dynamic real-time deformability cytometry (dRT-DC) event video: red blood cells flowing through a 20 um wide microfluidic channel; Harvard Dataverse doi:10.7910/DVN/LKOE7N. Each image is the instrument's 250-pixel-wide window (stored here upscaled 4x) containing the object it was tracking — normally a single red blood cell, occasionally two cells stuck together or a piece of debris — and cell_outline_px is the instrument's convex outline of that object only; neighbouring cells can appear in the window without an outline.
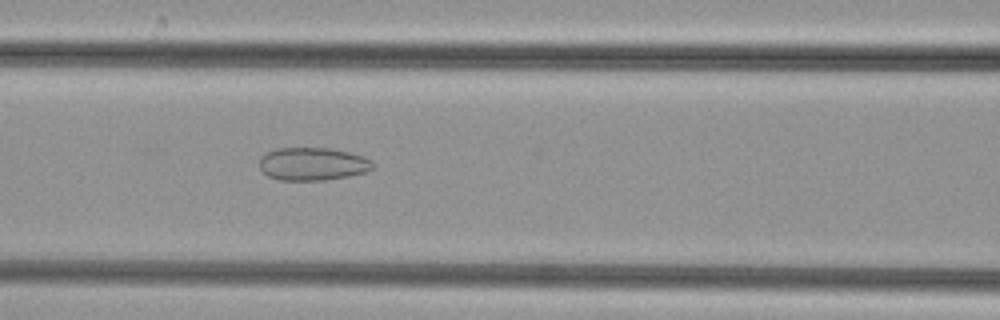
{"species": "common noctule bat (a hibernating species)", "species_latin": "Nyctalus noctula", "temperature_condition": "cold", "stored_images_in_passage": 37, "camera_frame_rate_fps": 3000, "um_per_image_px": 0.085, "animal": {"sex": "female", "body_mass_g": 29.2, "forearm_length_mm": 56.3}, "frame": {"image": 1, "passage_image": 17, "time_ms": 5.333, "image_size_px": [1000, 320], "cell_outline_px": [[372, 168], [368, 172], [348, 176], [324, 180], [280, 180], [268, 176], [260, 168], [260, 156], [276, 148], [332, 148], [364, 156], [372, 164]], "centroid_in_image_um": [26.56, 13.93], "position_along_channel_um": 140.0, "area_um2": 21.68}}
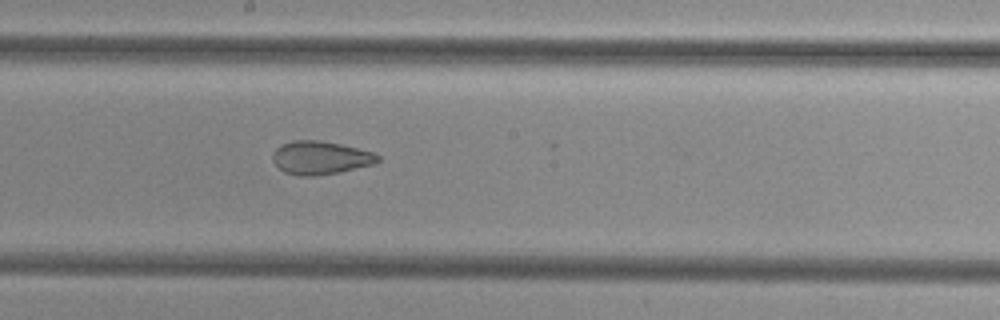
{"frame": {"image": 2, "passage_image": 23, "time_ms": 7.333, "image_size_px": [1000, 320], "cell_outline_px": [[380, 160], [376, 164], [340, 172], [316, 176], [296, 176], [284, 172], [272, 160], [272, 152], [276, 148], [292, 140], [320, 140], [340, 144], [372, 152], [380, 156]], "centroid_in_image_um": [27.24, 13.42], "position_along_channel_um": 221.0, "area_um2": 20.52}}
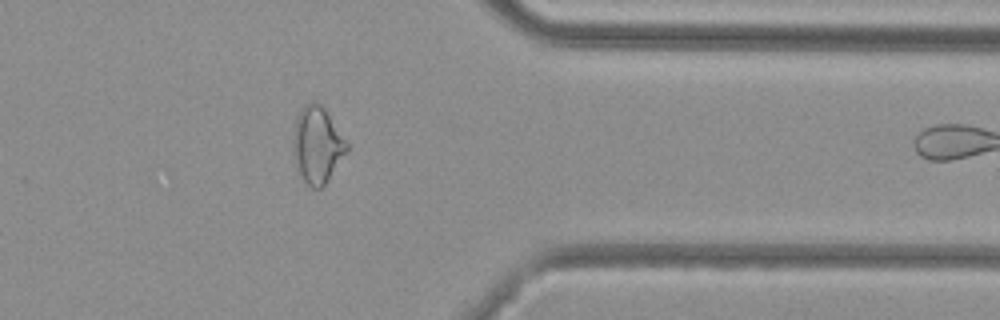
{"frame": {"image": 3, "passage_image": 36, "time_ms": 11.667, "image_size_px": [1000, 320], "cell_outline_px": [[348, 152], [324, 184], [320, 188], [312, 188], [304, 180], [300, 172], [292, 152], [292, 144], [296, 116], [300, 108], [304, 104], [312, 100], [316, 100], [324, 108], [348, 144]], "centroid_in_image_um": [26.95, 12.27], "position_along_channel_um": 384.5, "area_um2": 23.76}}